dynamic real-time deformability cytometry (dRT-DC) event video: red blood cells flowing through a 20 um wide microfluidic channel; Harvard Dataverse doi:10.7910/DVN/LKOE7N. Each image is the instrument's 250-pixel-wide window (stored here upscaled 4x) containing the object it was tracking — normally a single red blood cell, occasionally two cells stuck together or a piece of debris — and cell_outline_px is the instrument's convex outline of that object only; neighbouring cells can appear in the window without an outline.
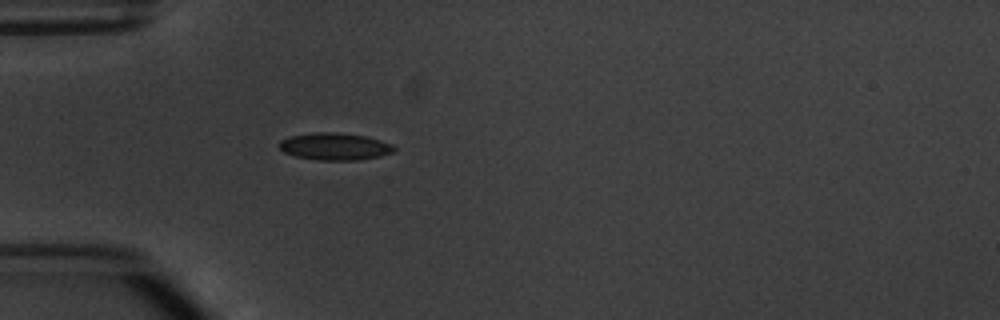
{"species": "common noctule bat (a hibernating species)", "species_latin": "Nyctalus noctula", "temperature_condition": "warm", "stored_images_in_passage": 1, "camera_frame_rate_fps": 3000, "um_per_image_px": 0.085, "animal": {"sex": "male", "body_mass_g": 20.1, "forearm_length_mm": 53.5}, "frame": {"image": 1, "passage_image": 1, "time_ms": 0.0, "image_size_px": [1000, 320], "cell_outline_px": [[396, 152], [380, 156], [360, 160], [316, 160], [296, 156], [284, 152], [276, 144], [280, 140], [288, 136], [316, 132], [336, 132], [364, 136], [380, 140], [392, 144], [396, 148]], "centroid_in_image_um": [28.45, 12.45], "position_along_channel_um": 56.6, "area_um2": 18.38}}